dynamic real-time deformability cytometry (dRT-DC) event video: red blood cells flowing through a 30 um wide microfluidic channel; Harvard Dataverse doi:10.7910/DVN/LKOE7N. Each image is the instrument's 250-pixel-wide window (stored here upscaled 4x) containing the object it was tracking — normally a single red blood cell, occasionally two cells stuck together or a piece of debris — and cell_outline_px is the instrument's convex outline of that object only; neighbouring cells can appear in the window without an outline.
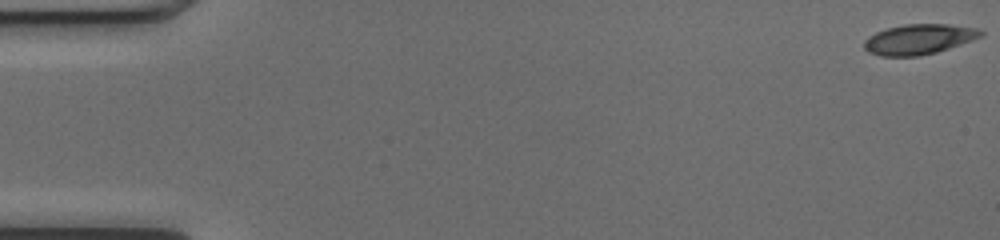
{"species": "common noctule bat (a hibernating species)", "species_latin": "Nyctalus noctula", "temperature_condition": "cold", "stored_images_in_passage": 52, "camera_frame_rate_fps": 3000, "um_per_image_px": 0.085, "animal": {"sex": "female", "body_mass_g": 17.0, "forearm_length_mm": 48.0}, "frame": {"image": 1, "passage_image": 1, "time_ms": 0.0, "image_size_px": [1000, 240], "cell_outline_px": [[984, 36], [936, 52], [920, 56], [880, 56], [868, 52], [864, 48], [864, 40], [868, 36], [876, 32], [888, 28], [904, 24], [948, 24], [976, 28], [984, 32]], "centroid_in_image_um": [78.09, 3.34], "position_along_channel_um": 6.9, "area_um2": 20.52}}
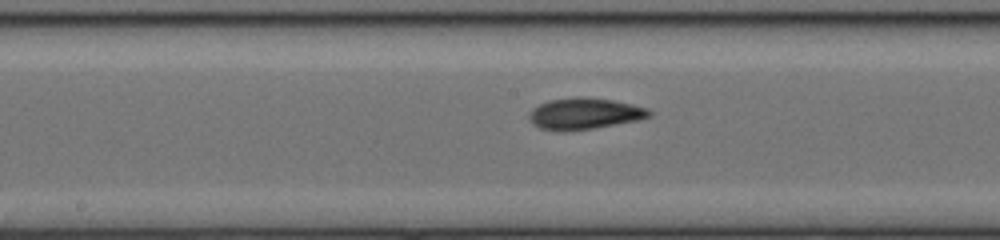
{"frame": {"image": 2, "passage_image": 27, "time_ms": 8.667, "image_size_px": [1000, 240], "cell_outline_px": [[652, 116], [640, 120], [592, 128], [564, 132], [556, 132], [540, 128], [532, 124], [528, 116], [532, 108], [548, 100], [576, 96], [612, 100], [632, 104], [648, 108], [652, 112]], "centroid_in_image_um": [49.67, 9.67], "position_along_channel_um": 198.5, "area_um2": 22.2}}
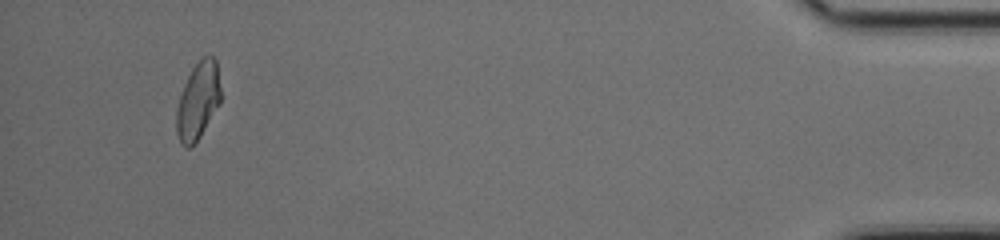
{"frame": {"image": 3, "passage_image": 49, "time_ms": 16.0, "image_size_px": [1000, 240], "cell_outline_px": [[220, 104], [200, 136], [192, 148], [184, 148], [180, 144], [176, 132], [176, 108], [184, 84], [192, 68], [204, 56], [212, 56], [216, 60], [220, 88]], "centroid_in_image_um": [16.81, 8.63], "position_along_channel_um": 418.4, "area_um2": 19.94}, "authors_computed_cell_mechanics": {"area_um2": 20.5768, "velocity_mm_per_s": 4.0448, "shape_relaxation_time_tau1_ms": 9.887, "shape_relaxation_time_tau2_ms": 2.1821, "deformation_change_tau1": 0.2787, "deformation_change_tau2": 0.0885}}